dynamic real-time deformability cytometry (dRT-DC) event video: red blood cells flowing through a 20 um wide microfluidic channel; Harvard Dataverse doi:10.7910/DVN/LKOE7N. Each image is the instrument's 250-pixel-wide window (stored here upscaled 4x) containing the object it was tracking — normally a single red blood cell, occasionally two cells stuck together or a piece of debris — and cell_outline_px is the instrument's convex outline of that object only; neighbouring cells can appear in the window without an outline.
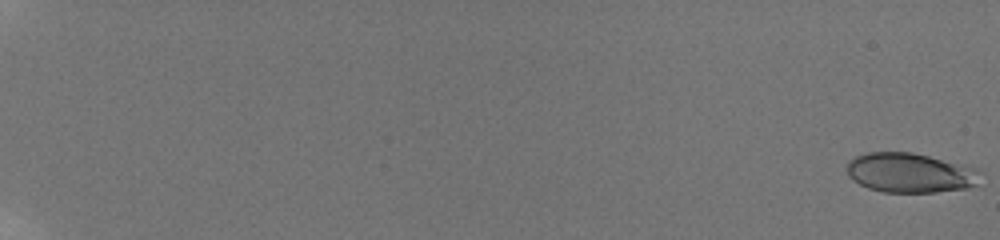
{"species": "human", "species_latin": "Homo sapiens", "temperature_condition": "room temperature", "stored_images_in_passage": 37, "camera_frame_rate_fps": 3000, "um_per_image_px": 0.085, "donor": {"sex": "male"}, "frame": {"image": 1, "passage_image": 1, "time_ms": 0.0, "image_size_px": [1000, 240], "cell_outline_px": [[984, 172], [976, 184], [968, 188], [936, 192], [884, 192], [868, 188], [852, 180], [848, 176], [848, 160], [856, 156], [868, 152], [912, 152], [976, 168]], "centroid_in_image_um": [77.37, 14.69], "position_along_channel_um": 7.6, "area_um2": 30.87}}
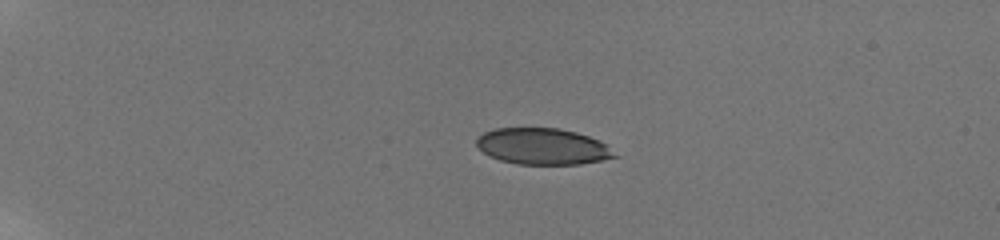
{"frame": {"image": 2, "passage_image": 27, "time_ms": 5.333, "image_size_px": [1000, 240], "cell_outline_px": [[620, 156], [604, 160], [580, 164], [516, 164], [500, 160], [488, 156], [476, 148], [476, 140], [484, 132], [496, 128], [560, 128], [576, 132], [600, 140]], "centroid_in_image_um": [46.12, 12.45], "position_along_channel_um": 38.9, "area_um2": 29.48}}